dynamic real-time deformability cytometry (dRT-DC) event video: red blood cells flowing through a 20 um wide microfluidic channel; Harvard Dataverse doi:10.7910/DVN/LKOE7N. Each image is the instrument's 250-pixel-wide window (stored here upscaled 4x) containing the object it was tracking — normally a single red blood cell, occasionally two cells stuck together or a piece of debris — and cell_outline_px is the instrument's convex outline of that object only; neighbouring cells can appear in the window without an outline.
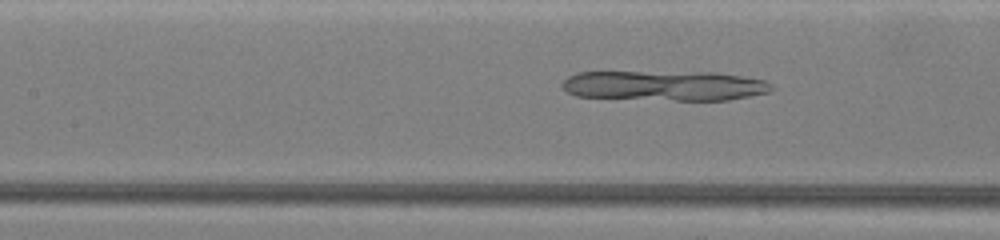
{"species": "common noctule bat (a hibernating species)", "species_latin": "Nyctalus noctula", "temperature_condition": "warm", "stored_images_in_passage": 48, "camera_frame_rate_fps": 3000, "um_per_image_px": 0.085, "animal": {"sex": "female", "body_mass_g": 19.5, "forearm_length_mm": 54.1}, "frame": {"image": 1, "passage_image": 12, "time_ms": 3.667, "image_size_px": [1000, 240], "cell_outline_px": [[772, 88], [768, 92], [728, 100], [676, 100], [576, 96], [568, 92], [560, 84], [568, 76], [576, 72], [712, 72], [740, 76], [764, 80], [772, 84]], "centroid_in_image_um": [56.46, 7.27], "position_along_channel_um": 150.9, "area_um2": 36.36}}
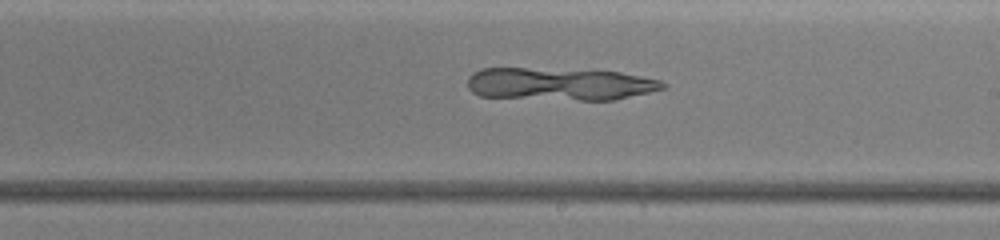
{"frame": {"image": 2, "passage_image": 21, "time_ms": 6.667, "image_size_px": [1000, 240], "cell_outline_px": [[668, 84], [664, 88], [648, 92], [612, 100], [580, 100], [480, 96], [472, 92], [468, 88], [468, 76], [472, 72], [480, 68], [524, 68], [620, 72], [660, 80]], "centroid_in_image_um": [47.53, 7.14], "position_along_channel_um": 241.5, "area_um2": 36.76}}